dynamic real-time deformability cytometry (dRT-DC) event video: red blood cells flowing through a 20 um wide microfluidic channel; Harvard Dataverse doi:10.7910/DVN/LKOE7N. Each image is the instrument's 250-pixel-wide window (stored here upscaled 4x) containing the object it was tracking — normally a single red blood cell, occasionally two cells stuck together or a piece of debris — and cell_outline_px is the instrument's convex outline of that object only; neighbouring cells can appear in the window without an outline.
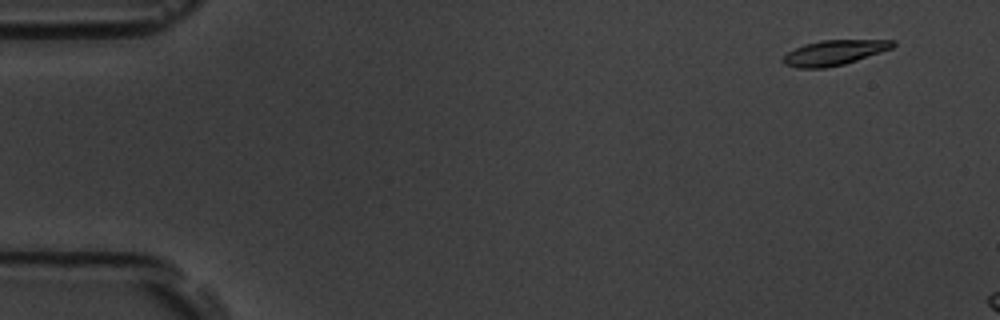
{"species": "common noctule bat (a hibernating species)", "species_latin": "Nyctalus noctula", "temperature_condition": "room temperature", "stored_images_in_passage": 11, "camera_frame_rate_fps": 3000, "um_per_image_px": 0.085, "animal": {"sex": "male", "body_mass_g": 19.5, "forearm_length_mm": 54.6}, "frame": {"image": 1, "passage_image": 5, "time_ms": 1.333, "image_size_px": [1000, 320], "cell_outline_px": [[896, 44], [892, 48], [844, 64], [824, 68], [796, 68], [784, 64], [780, 60], [788, 52], [804, 44], [820, 40], [896, 40]], "centroid_in_image_um": [70.87, 4.47], "position_along_channel_um": 14.1, "area_um2": 15.95}}